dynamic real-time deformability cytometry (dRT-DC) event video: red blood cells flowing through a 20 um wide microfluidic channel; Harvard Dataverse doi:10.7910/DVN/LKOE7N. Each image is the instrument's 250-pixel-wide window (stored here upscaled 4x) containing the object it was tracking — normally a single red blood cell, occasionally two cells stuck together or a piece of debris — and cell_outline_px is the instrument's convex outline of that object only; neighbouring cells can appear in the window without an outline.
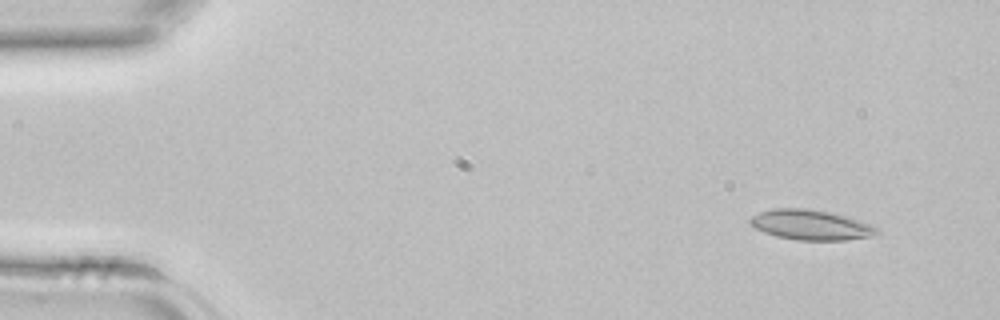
{"species": "common noctule bat (a hibernating species)", "species_latin": "Nyctalus noctula", "temperature_condition": "room temperature", "stored_images_in_passage": 40, "camera_frame_rate_fps": 3000, "um_per_image_px": 0.085, "animal": {"sex": "female", "body_mass_g": 22.7, "forearm_length_mm": 54.2}, "frame": {"image": 1, "passage_image": 2, "time_ms": 0.333, "image_size_px": [1000, 320], "cell_outline_px": [[880, 232], [868, 236], [844, 240], [800, 240], [776, 236], [764, 232], [748, 224], [748, 220], [752, 216], [760, 212], [772, 208], [804, 208], [828, 212], [844, 216], [872, 224], [880, 228]], "centroid_in_image_um": [68.89, 19.11], "position_along_channel_um": 16.1, "area_um2": 22.08}}
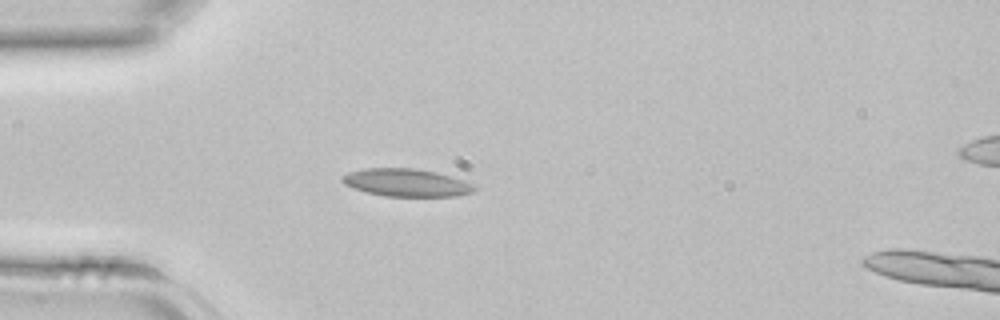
{"frame": {"image": 2, "passage_image": 10, "time_ms": 3.0, "image_size_px": [1000, 320], "cell_outline_px": [[476, 192], [456, 196], [384, 196], [352, 188], [344, 184], [340, 180], [340, 176], [348, 172], [364, 168], [412, 168], [436, 172], [464, 180], [472, 184], [476, 188]], "centroid_in_image_um": [34.52, 15.52], "position_along_channel_um": 50.5, "area_um2": 21.44}}
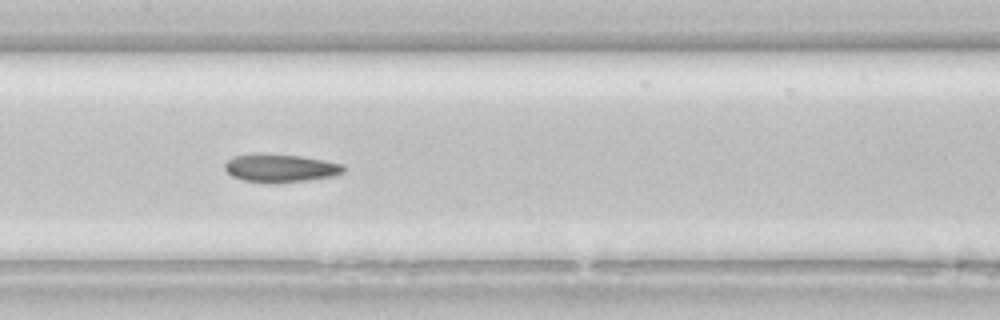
{"frame": {"image": 3, "passage_image": 19, "time_ms": 6.0, "image_size_px": [1000, 320], "cell_outline_px": [[344, 172], [336, 176], [308, 180], [244, 180], [232, 176], [224, 168], [224, 164], [228, 160], [236, 156], [300, 156], [324, 160], [344, 164]], "centroid_in_image_um": [23.94, 14.29], "position_along_channel_um": 183.5, "area_um2": 17.92}}